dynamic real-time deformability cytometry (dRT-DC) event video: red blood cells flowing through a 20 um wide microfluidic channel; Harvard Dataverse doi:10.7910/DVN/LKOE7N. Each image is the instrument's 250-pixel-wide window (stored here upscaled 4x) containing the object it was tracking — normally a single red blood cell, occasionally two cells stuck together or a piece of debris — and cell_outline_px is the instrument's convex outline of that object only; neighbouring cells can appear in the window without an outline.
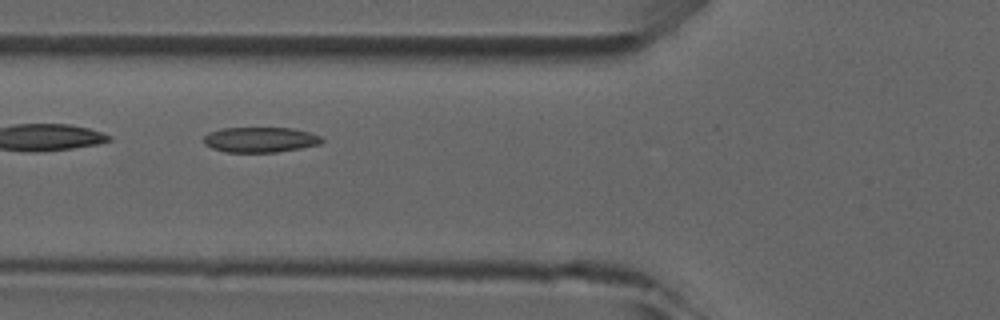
{"species": "common noctule bat (a hibernating species)", "species_latin": "Nyctalus noctula", "temperature_condition": "room temperature", "stored_images_in_passage": 7, "camera_frame_rate_fps": 3000, "um_per_image_px": 0.085, "animal": {"sex": "male", "forearm_length_mm": 52.5}, "frame": {"image": 1, "passage_image": 5, "time_ms": 5.0, "image_size_px": [1000, 320], "cell_outline_px": [[324, 140], [320, 144], [300, 148], [276, 152], [224, 152], [212, 148], [204, 144], [204, 136], [208, 132], [220, 128], [292, 128], [308, 132], [320, 136]], "centroid_in_image_um": [22.09, 11.87], "position_along_channel_um": 103.7, "area_um2": 17.4}}
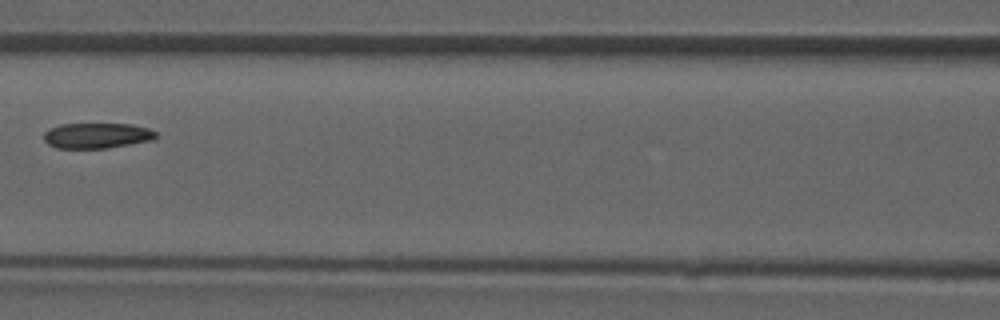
{"frame": {"image": 2, "passage_image": 6, "time_ms": 6.333, "image_size_px": [1000, 320], "cell_outline_px": [[160, 136], [152, 140], [108, 148], [56, 148], [48, 144], [44, 140], [44, 132], [60, 124], [132, 124], [148, 128], [156, 132]], "centroid_in_image_um": [8.26, 11.53], "position_along_channel_um": 158.3, "area_um2": 16.65}}